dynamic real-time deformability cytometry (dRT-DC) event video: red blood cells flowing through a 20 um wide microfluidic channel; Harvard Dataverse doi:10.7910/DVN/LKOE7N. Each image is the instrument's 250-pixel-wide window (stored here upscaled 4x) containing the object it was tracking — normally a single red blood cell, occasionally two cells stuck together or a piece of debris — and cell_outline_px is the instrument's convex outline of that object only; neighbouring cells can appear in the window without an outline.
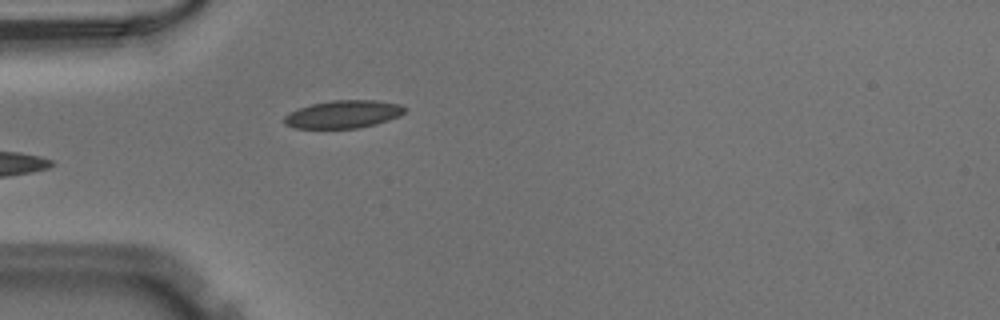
{"species": "Egyptian fruit bat (a non-hibernating species)", "species_latin": "Rousettus aegyptiacus", "temperature_condition": "warm", "stored_images_in_passage": 35, "camera_frame_rate_fps": 3000, "um_per_image_px": 0.085, "animal": {"sex": "male"}, "frame": {"image": 1, "passage_image": 1, "time_ms": 0.0, "image_size_px": [1000, 320], "cell_outline_px": [[408, 108], [400, 116], [376, 124], [356, 128], [296, 128], [284, 124], [284, 116], [288, 112], [312, 104], [332, 100], [376, 100], [400, 104]], "centroid_in_image_um": [29.2, 9.7], "position_along_channel_um": 55.8, "area_um2": 19.54}}